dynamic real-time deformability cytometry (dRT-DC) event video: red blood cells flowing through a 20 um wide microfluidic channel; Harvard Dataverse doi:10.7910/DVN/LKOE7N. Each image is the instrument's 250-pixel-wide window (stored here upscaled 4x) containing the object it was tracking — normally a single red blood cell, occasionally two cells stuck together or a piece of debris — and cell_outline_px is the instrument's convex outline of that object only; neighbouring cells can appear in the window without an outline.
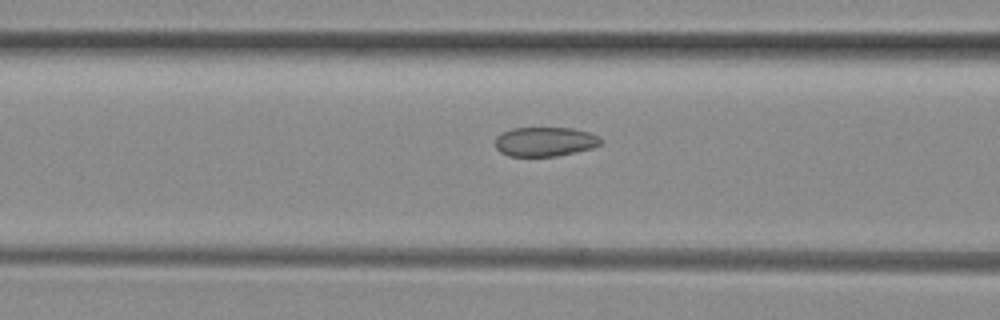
{"species": "common noctule bat (a hibernating species)", "species_latin": "Nyctalus noctula", "temperature_condition": "room temperature", "stored_images_in_passage": 7, "camera_frame_rate_fps": 3000, "um_per_image_px": 0.085, "animal": {"sex": "female", "body_mass_g": 29.2, "forearm_length_mm": 56.3}, "frame": {"image": 1, "passage_image": 5, "time_ms": 1.333, "image_size_px": [1000, 320], "cell_outline_px": [[600, 144], [592, 148], [556, 156], [508, 156], [500, 152], [496, 148], [496, 136], [500, 132], [512, 128], [572, 128], [588, 132], [600, 136]], "centroid_in_image_um": [46.28, 12.03], "position_along_channel_um": 120.3, "area_um2": 18.03}}